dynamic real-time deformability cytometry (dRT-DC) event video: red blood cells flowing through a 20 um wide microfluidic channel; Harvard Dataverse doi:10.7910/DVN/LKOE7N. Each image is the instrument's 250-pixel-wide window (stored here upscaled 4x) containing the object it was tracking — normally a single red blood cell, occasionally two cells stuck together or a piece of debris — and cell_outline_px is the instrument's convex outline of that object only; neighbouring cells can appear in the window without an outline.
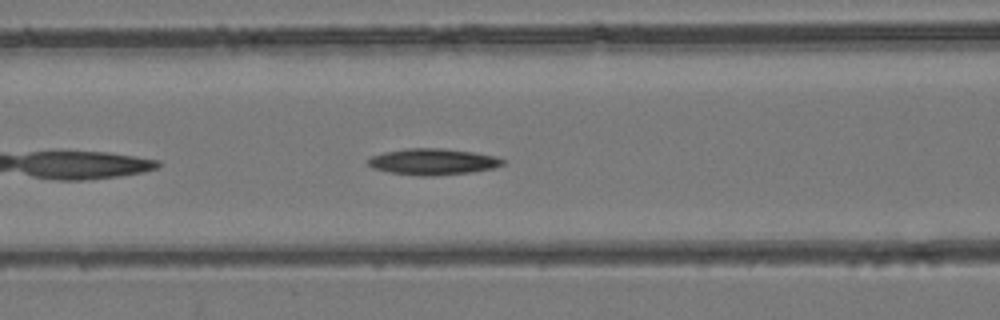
{"species": "common noctule bat (a hibernating species)", "species_latin": "Nyctalus noctula", "temperature_condition": "room temperature", "stored_images_in_passage": 34, "camera_frame_rate_fps": 3000, "um_per_image_px": 0.085, "animal": {"sex": "female", "body_mass_g": 24.6, "forearm_length_mm": 56.2}, "frame": {"image": 1, "passage_image": 7, "time_ms": 2.0, "image_size_px": [1000, 320], "cell_outline_px": [[504, 164], [492, 168], [472, 172], [432, 176], [420, 176], [388, 172], [372, 168], [368, 164], [368, 160], [372, 156], [384, 152], [404, 148], [440, 148], [472, 152], [496, 156], [504, 160]], "centroid_in_image_um": [36.77, 13.74], "position_along_channel_um": 129.8, "area_um2": 20.58}}
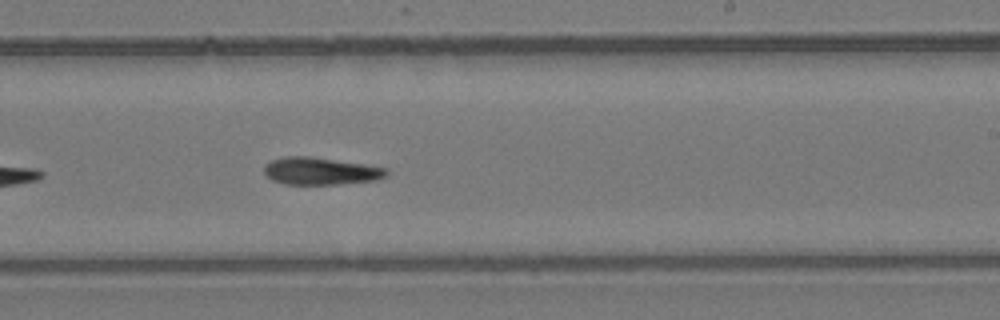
{"frame": {"image": 2, "passage_image": 16, "time_ms": 5.0, "image_size_px": [1000, 320], "cell_outline_px": [[388, 176], [376, 180], [336, 184], [284, 184], [272, 180], [264, 172], [264, 164], [272, 160], [284, 156], [312, 156], [364, 164], [388, 168]], "centroid_in_image_um": [27.25, 14.53], "position_along_channel_um": 261.7, "area_um2": 19.59}}
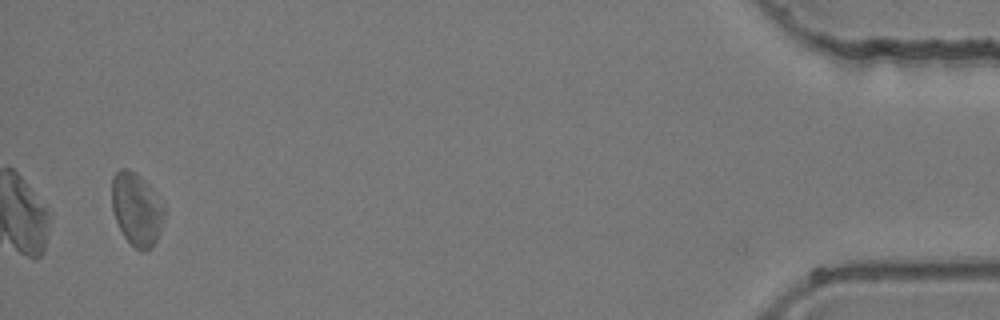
{"frame": {"image": 3, "passage_image": 33, "time_ms": 10.667, "image_size_px": [1000, 320], "cell_outline_px": [[164, 216], [160, 232], [152, 248], [144, 252], [136, 248], [124, 236], [116, 220], [112, 208], [112, 176], [120, 168], [124, 168], [136, 172], [148, 184], [164, 204]], "centroid_in_image_um": [11.62, 17.77], "position_along_channel_um": 423.6, "area_um2": 22.2}}